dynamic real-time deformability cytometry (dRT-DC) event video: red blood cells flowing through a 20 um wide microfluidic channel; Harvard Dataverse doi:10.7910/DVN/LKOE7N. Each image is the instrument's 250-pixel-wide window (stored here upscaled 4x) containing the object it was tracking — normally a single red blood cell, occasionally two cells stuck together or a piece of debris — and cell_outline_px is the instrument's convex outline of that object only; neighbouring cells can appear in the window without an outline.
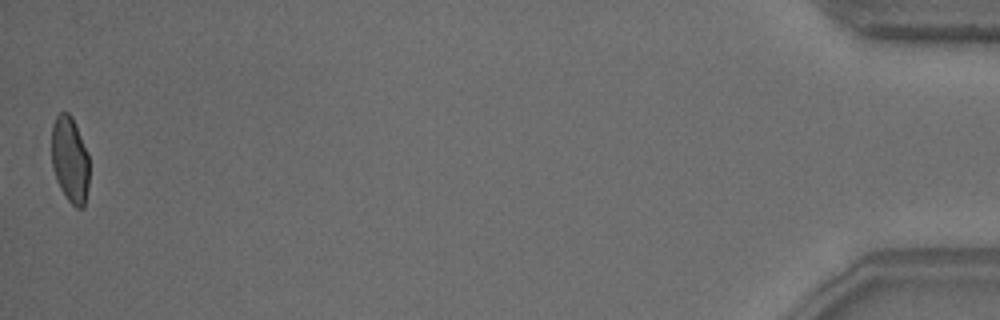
{"species": "common noctule bat (a hibernating species)", "species_latin": "Nyctalus noctula", "temperature_condition": "warm", "stored_images_in_passage": 38, "camera_frame_rate_fps": 3000, "um_per_image_px": 0.085, "animal": {"sex": "male", "body_mass_g": 18.8}, "frame": {"image": 1, "passage_image": 38, "time_ms": 12.333, "image_size_px": [1000, 320], "cell_outline_px": [[88, 188], [84, 208], [76, 208], [68, 200], [60, 188], [56, 180], [52, 168], [52, 124], [56, 116], [60, 112], [68, 112], [72, 116], [88, 152]], "centroid_in_image_um": [5.94, 13.57], "position_along_channel_um": 429.3, "area_um2": 19.07}, "authors_computed_cell_mechanics": {"area_um2": 20.2589, "velocity_mm_per_s": 3.8299, "shape_relaxation_time_tau1_ms": 4.4725, "shape_relaxation_time_tau2_ms": 0.6935, "deformation_change_tau1": 0.1424, "deformation_change_tau2": 0.0578}}